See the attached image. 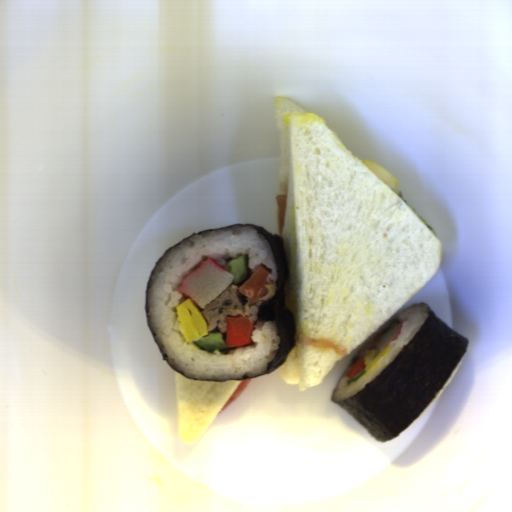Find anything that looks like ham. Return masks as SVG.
Here are the masks:
<instances>
[{
  "instance_id": "1",
  "label": "ham",
  "mask_w": 512,
  "mask_h": 512,
  "mask_svg": "<svg viewBox=\"0 0 512 512\" xmlns=\"http://www.w3.org/2000/svg\"><path fill=\"white\" fill-rule=\"evenodd\" d=\"M252 301L240 293L237 285L231 284L202 310L208 324L207 330L217 329L223 334L227 332L226 318L229 316L248 314Z\"/></svg>"
},
{
  "instance_id": "2",
  "label": "ham",
  "mask_w": 512,
  "mask_h": 512,
  "mask_svg": "<svg viewBox=\"0 0 512 512\" xmlns=\"http://www.w3.org/2000/svg\"><path fill=\"white\" fill-rule=\"evenodd\" d=\"M286 196L284 193L277 195L276 217L278 234L282 237L285 220Z\"/></svg>"
},
{
  "instance_id": "3",
  "label": "ham",
  "mask_w": 512,
  "mask_h": 512,
  "mask_svg": "<svg viewBox=\"0 0 512 512\" xmlns=\"http://www.w3.org/2000/svg\"><path fill=\"white\" fill-rule=\"evenodd\" d=\"M251 379V378H250ZM250 379H241L238 387L232 393V395L227 399V401L223 404L219 411H223L226 407H228L234 400H236L241 394H243L250 382ZM218 411V412H219Z\"/></svg>"
},
{
  "instance_id": "4",
  "label": "ham",
  "mask_w": 512,
  "mask_h": 512,
  "mask_svg": "<svg viewBox=\"0 0 512 512\" xmlns=\"http://www.w3.org/2000/svg\"><path fill=\"white\" fill-rule=\"evenodd\" d=\"M380 340V339H379ZM379 340L376 342L369 343L365 348L360 351V358H365V356L370 353L372 350H378Z\"/></svg>"
}]
</instances>
